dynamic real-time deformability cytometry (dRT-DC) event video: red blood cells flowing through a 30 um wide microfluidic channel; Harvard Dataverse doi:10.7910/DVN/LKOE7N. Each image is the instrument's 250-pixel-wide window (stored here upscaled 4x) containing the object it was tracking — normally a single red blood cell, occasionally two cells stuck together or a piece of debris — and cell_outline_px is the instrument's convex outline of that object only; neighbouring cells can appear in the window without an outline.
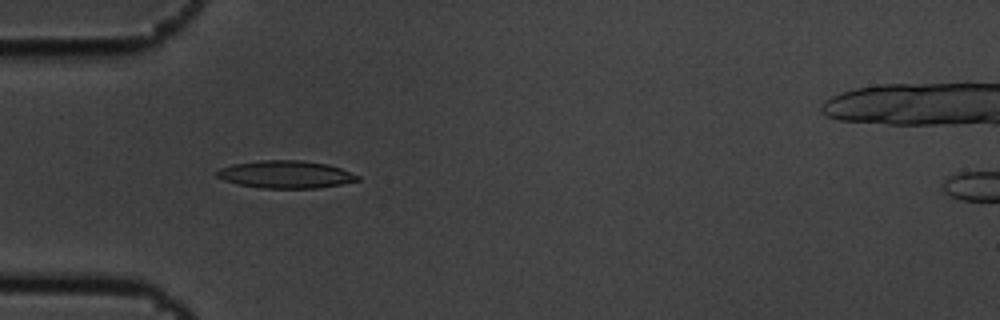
{"species": "common noctule bat (a hibernating species)", "species_latin": "Nyctalus noctula", "temperature_condition": "cold", "stored_images_in_passage": 5, "camera_frame_rate_fps": 3000, "um_per_image_px": 0.085, "animal": {"sex": "male", "body_mass_g": 19.5, "forearm_length_mm": 54.6}, "frame": {"image": 1, "passage_image": 4, "time_ms": 1.0, "image_size_px": [1000, 320], "cell_outline_px": [[360, 180], [340, 184], [316, 188], [260, 188], [236, 184], [224, 180], [216, 176], [216, 172], [220, 168], [232, 164], [260, 160], [304, 160], [328, 164], [340, 168], [360, 176]], "centroid_in_image_um": [24.26, 14.82], "position_along_channel_um": 60.7, "area_um2": 22.66}}
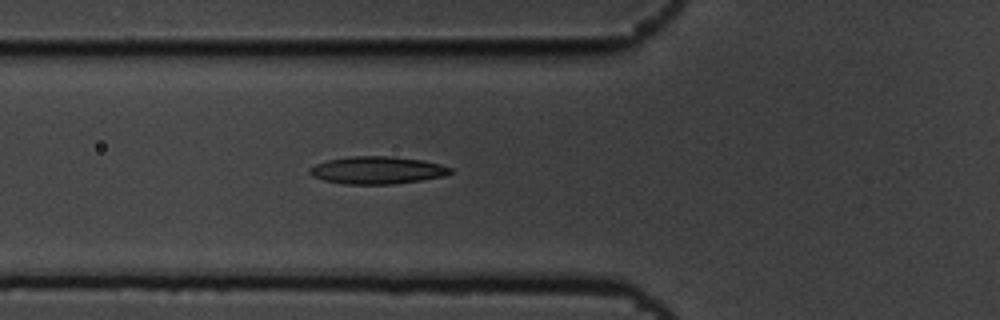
{"frame": {"image": 2, "passage_image": 5, "time_ms": 1.333, "image_size_px": [1000, 320], "cell_outline_px": [[452, 172], [444, 176], [420, 180], [392, 184], [344, 184], [324, 180], [312, 176], [308, 172], [308, 168], [316, 164], [328, 160], [348, 156], [392, 156], [420, 160], [440, 164], [452, 168]], "centroid_in_image_um": [32.03, 14.46], "position_along_channel_um": 93.8, "area_um2": 22.48}}